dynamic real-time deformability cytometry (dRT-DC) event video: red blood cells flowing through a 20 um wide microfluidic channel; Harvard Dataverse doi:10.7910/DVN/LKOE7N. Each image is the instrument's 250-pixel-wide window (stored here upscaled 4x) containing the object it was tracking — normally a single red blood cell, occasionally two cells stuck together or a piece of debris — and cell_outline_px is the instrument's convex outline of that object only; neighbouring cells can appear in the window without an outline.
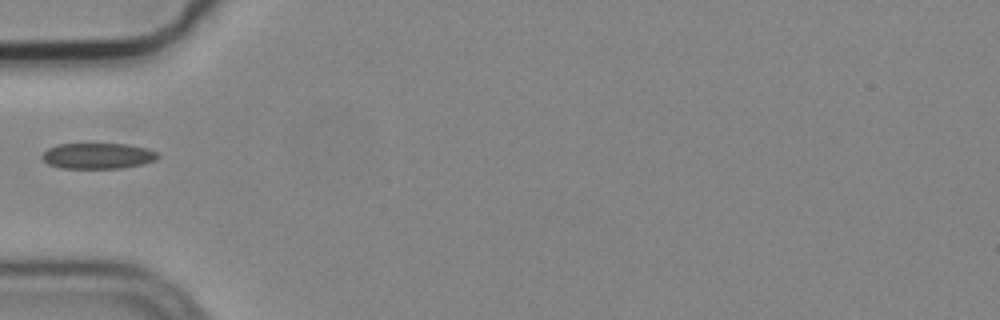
{"species": "common noctule bat (a hibernating species)", "species_latin": "Nyctalus noctula", "temperature_condition": "cold", "stored_images_in_passage": 1, "camera_frame_rate_fps": 3000, "um_per_image_px": 0.085, "animal": {"sex": "male", "body_mass_g": 19.2, "forearm_length_mm": 51.8}, "frame": {"image": 1, "passage_image": 1, "time_ms": 0.0, "image_size_px": [1000, 320], "cell_outline_px": [[160, 156], [156, 160], [144, 164], [120, 168], [60, 168], [48, 164], [40, 156], [48, 148], [60, 144], [128, 144], [148, 148], [156, 152]], "centroid_in_image_um": [8.34, 13.25], "position_along_channel_um": 76.7, "area_um2": 17.46}}